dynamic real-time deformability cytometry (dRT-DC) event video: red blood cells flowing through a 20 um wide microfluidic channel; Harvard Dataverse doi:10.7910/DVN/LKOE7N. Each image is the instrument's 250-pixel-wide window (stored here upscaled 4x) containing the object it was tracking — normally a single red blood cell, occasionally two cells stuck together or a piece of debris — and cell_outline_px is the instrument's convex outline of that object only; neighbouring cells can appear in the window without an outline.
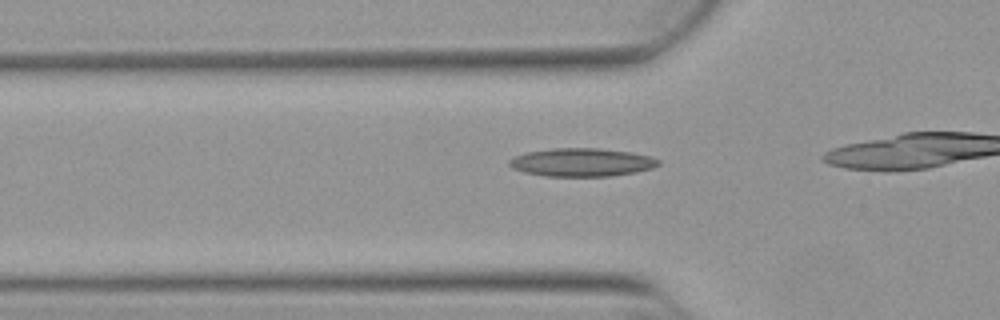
{"species": "Egyptian fruit bat (a non-hibernating species)", "species_latin": "Rousettus aegyptiacus", "temperature_condition": "warm", "stored_images_in_passage": 20, "camera_frame_rate_fps": 3000, "um_per_image_px": 0.085, "animal": {"sex": "female"}, "frame": {"image": 1, "passage_image": 2, "time_ms": 0.333, "image_size_px": [1000, 320], "cell_outline_px": [[660, 164], [652, 168], [636, 172], [612, 176], [544, 176], [524, 172], [512, 168], [508, 164], [508, 160], [524, 152], [552, 148], [600, 148], [632, 152], [648, 156], [660, 160]], "centroid_in_image_um": [49.43, 13.79], "position_along_channel_um": 76.4, "area_um2": 24.68}}
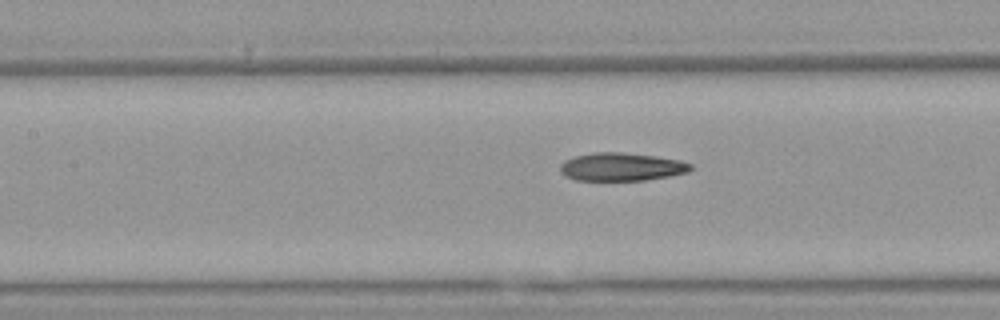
{"frame": {"image": 2, "passage_image": 8, "time_ms": 2.333, "image_size_px": [1000, 320], "cell_outline_px": [[692, 168], [688, 172], [668, 176], [644, 180], [576, 180], [564, 176], [560, 172], [560, 164], [564, 160], [576, 156], [596, 152], [620, 152], [656, 156], [680, 160], [692, 164]], "centroid_in_image_um": [52.81, 14.18], "position_along_channel_um": 154.6, "area_um2": 21.33}}
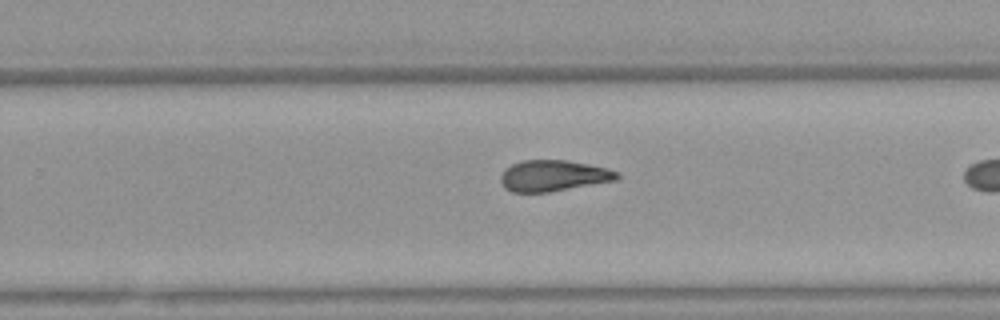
{"frame": {"image": 3, "passage_image": 18, "time_ms": 5.667, "image_size_px": [1000, 320], "cell_outline_px": [[620, 176], [616, 180], [548, 192], [512, 192], [504, 188], [500, 180], [500, 176], [504, 168], [512, 164], [524, 160], [568, 160], [608, 168], [620, 172]], "centroid_in_image_um": [47.02, 14.93], "position_along_channel_um": 282.8, "area_um2": 21.15}}